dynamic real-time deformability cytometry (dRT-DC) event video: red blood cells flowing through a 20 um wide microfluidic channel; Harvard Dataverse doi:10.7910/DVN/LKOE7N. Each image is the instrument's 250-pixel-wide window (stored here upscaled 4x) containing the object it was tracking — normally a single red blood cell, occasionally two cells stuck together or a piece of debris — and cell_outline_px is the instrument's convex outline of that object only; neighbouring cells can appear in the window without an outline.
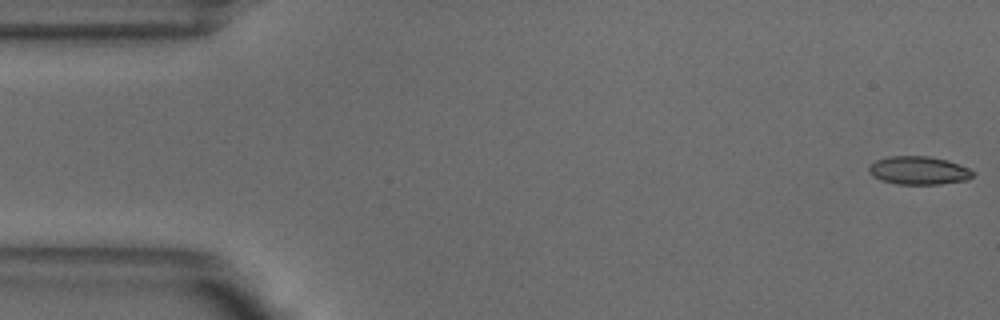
{"species": "common noctule bat (a hibernating species)", "species_latin": "Nyctalus noctula", "temperature_condition": "warm", "stored_images_in_passage": 51, "camera_frame_rate_fps": 3000, "um_per_image_px": 0.085, "animal": {"sex": "male", "body_mass_g": 18.8}, "frame": {"image": 1, "passage_image": 1, "time_ms": 0.0, "image_size_px": [1000, 320], "cell_outline_px": [[976, 172], [968, 180], [940, 184], [896, 184], [880, 180], [872, 176], [868, 172], [868, 164], [876, 160], [888, 156], [928, 156], [948, 160], [968, 168]], "centroid_in_image_um": [78.06, 14.49], "position_along_channel_um": 6.9, "area_um2": 17.34}}
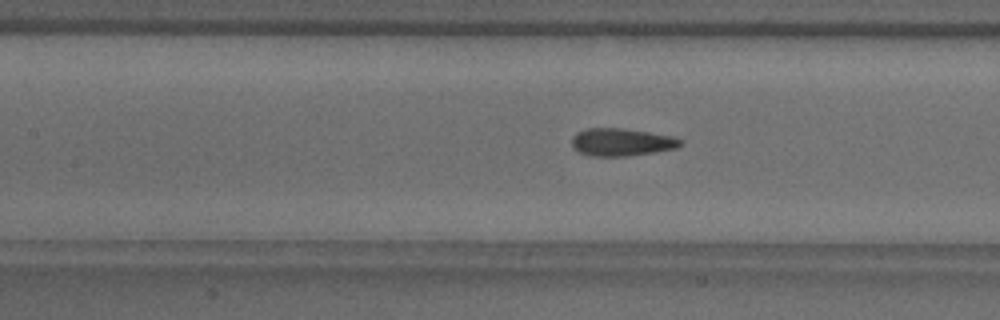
{"frame": {"image": 2, "passage_image": 22, "time_ms": 7.0, "image_size_px": [1000, 320], "cell_outline_px": [[684, 144], [676, 148], [656, 152], [628, 156], [588, 156], [580, 152], [572, 144], [572, 136], [576, 132], [584, 128], [620, 128], [676, 136]], "centroid_in_image_um": [52.85, 12.08], "position_along_channel_um": 154.6, "area_um2": 17.63}}
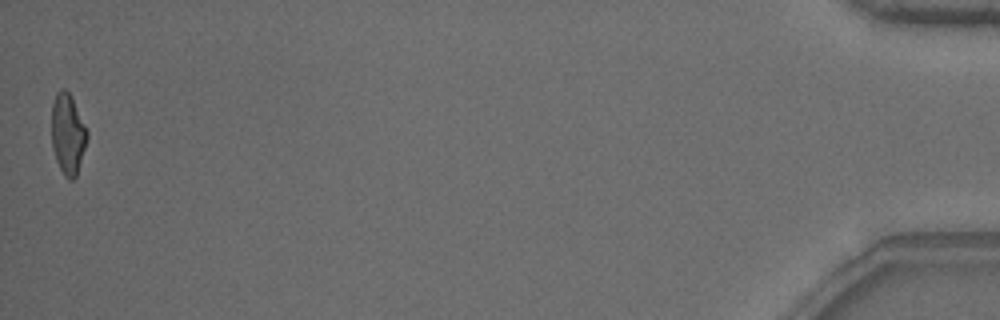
{"frame": {"image": 3, "passage_image": 51, "time_ms": 16.667, "image_size_px": [1000, 320], "cell_outline_px": [[88, 136], [76, 176], [72, 180], [68, 180], [64, 176], [56, 160], [52, 148], [52, 104], [56, 92], [60, 88], [64, 88], [72, 96], [88, 132]], "centroid_in_image_um": [5.75, 11.37], "position_along_channel_um": 429.4, "area_um2": 16.7}, "authors_computed_cell_mechanics": {"area_um2": 17.4556, "velocity_mm_per_s": 3.894, "shape_relaxation_time_tau1_ms": 6.9718, "shape_relaxation_time_tau2_ms": 1.4204, "deformation_change_tau1": 0.1759, "deformation_change_tau2": 0.0848}}